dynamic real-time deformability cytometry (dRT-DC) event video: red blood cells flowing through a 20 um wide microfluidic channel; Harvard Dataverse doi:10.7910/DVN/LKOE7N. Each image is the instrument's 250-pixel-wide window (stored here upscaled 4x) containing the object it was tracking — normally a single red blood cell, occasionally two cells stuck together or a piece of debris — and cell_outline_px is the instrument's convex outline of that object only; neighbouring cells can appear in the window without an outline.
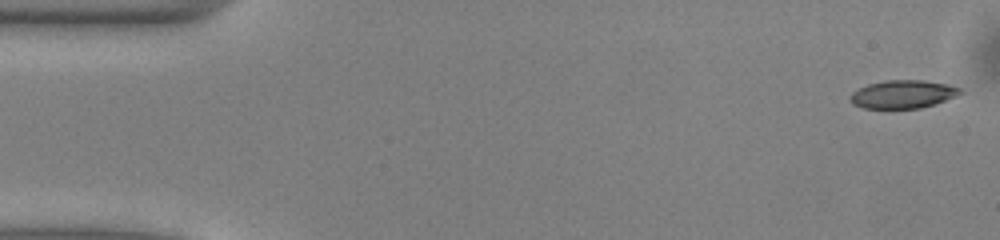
{"species": "common noctule bat (a hibernating species)", "species_latin": "Nyctalus noctula", "temperature_condition": "warm", "stored_images_in_passage": 50, "camera_frame_rate_fps": 3000, "um_per_image_px": 0.085, "animal": {"sex": "male", "body_mass_g": 13.0, "forearm_length_mm": 53.1}, "frame": {"image": 1, "passage_image": 1, "time_ms": 0.0, "image_size_px": [1000, 240], "cell_outline_px": [[964, 92], [956, 96], [936, 104], [920, 108], [864, 108], [852, 104], [848, 100], [848, 96], [852, 92], [868, 84], [884, 80], [924, 80], [948, 84], [960, 88]], "centroid_in_image_um": [76.74, 8.01], "position_along_channel_um": 8.3, "area_um2": 18.21}}
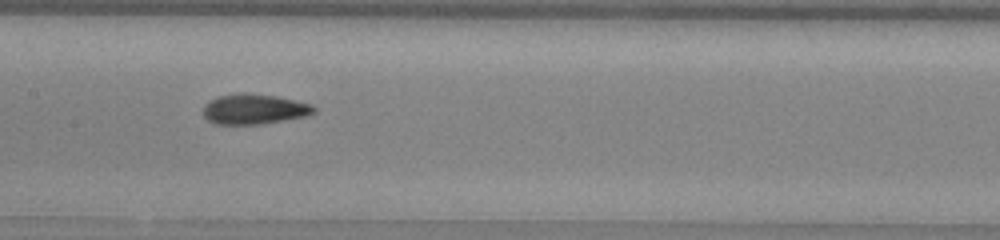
{"frame": {"image": 2, "passage_image": 24, "time_ms": 7.667, "image_size_px": [1000, 240], "cell_outline_px": [[316, 112], [304, 116], [284, 120], [260, 124], [216, 124], [208, 120], [204, 116], [204, 104], [208, 100], [220, 96], [236, 92], [244, 92], [276, 96], [312, 104], [316, 108]], "centroid_in_image_um": [21.59, 9.26], "position_along_channel_um": 185.8, "area_um2": 19.54}}
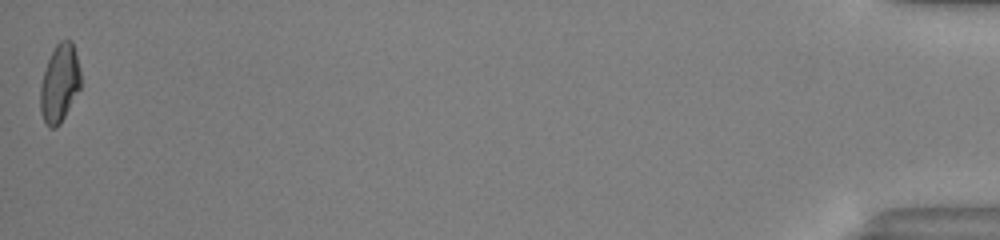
{"frame": {"image": 3, "passage_image": 50, "time_ms": 16.333, "image_size_px": [1000, 240], "cell_outline_px": [[80, 88], [60, 124], [56, 128], [48, 128], [44, 124], [40, 112], [40, 84], [48, 60], [56, 44], [60, 40], [72, 40], [76, 52], [80, 72]], "centroid_in_image_um": [5.05, 7.11], "position_along_channel_um": 430.2, "area_um2": 18.44}, "authors_computed_cell_mechanics": {"area_um2": 18.785, "velocity_mm_per_s": 4.0374, "shape_relaxation_time_tau1_ms": 5.0393, "shape_relaxation_time_tau2_ms": 2.8643, "deformation_change_tau1": 0.1411, "deformation_change_tau2": 0.0854}}